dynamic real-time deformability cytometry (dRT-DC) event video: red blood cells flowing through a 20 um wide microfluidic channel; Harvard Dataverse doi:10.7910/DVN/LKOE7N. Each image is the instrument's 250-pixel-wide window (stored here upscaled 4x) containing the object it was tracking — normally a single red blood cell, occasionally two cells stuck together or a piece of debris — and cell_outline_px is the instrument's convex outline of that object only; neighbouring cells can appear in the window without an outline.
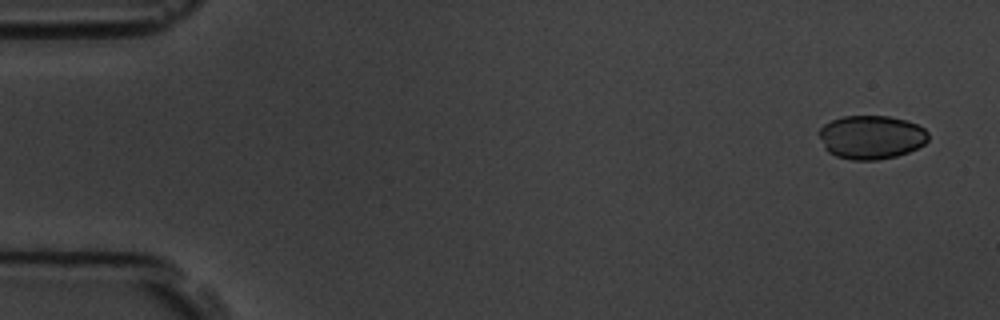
{"species": "common noctule bat (a hibernating species)", "species_latin": "Nyctalus noctula", "temperature_condition": "room temperature", "stored_images_in_passage": 4, "camera_frame_rate_fps": 3000, "um_per_image_px": 0.085, "animal": {"sex": "male", "body_mass_g": 19.5, "forearm_length_mm": 54.6}, "frame": {"image": 1, "passage_image": 1, "time_ms": 0.0, "image_size_px": [1000, 320], "cell_outline_px": [[928, 140], [924, 144], [908, 152], [896, 156], [876, 160], [852, 160], [836, 156], [828, 152], [824, 148], [816, 132], [824, 124], [832, 120], [844, 116], [888, 116], [904, 120], [916, 124], [924, 128], [928, 132]], "centroid_in_image_um": [74.02, 11.66], "position_along_channel_um": 11.0, "area_um2": 27.92}}